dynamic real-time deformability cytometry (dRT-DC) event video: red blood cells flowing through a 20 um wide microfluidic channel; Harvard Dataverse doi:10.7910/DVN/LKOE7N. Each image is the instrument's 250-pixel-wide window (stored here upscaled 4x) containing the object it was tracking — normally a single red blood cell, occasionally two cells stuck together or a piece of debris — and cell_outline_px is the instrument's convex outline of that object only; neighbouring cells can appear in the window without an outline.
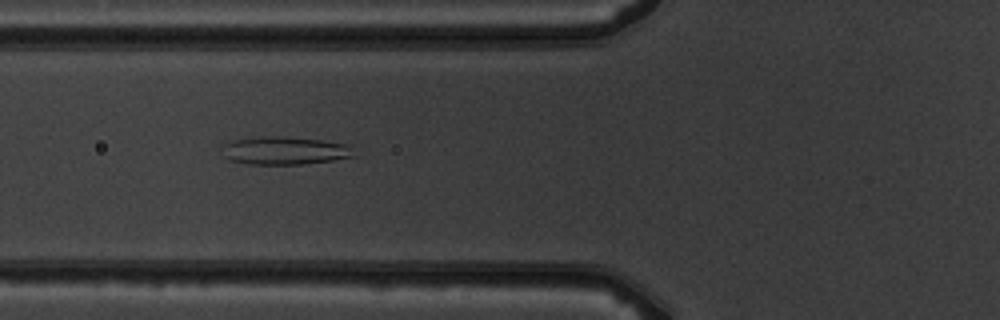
{"species": "common noctule bat (a hibernating species)", "species_latin": "Nyctalus noctula", "temperature_condition": "warm", "stored_images_in_passage": 7, "camera_frame_rate_fps": 3000, "um_per_image_px": 0.085, "animal": {"sex": "male", "body_mass_g": 19.5, "forearm_length_mm": 54.6}, "frame": {"image": 1, "passage_image": 5, "time_ms": 4.667, "image_size_px": [1000, 320], "cell_outline_px": [[356, 156], [332, 160], [304, 164], [248, 164], [228, 160], [224, 156], [224, 144], [232, 140], [260, 136], [280, 136], [320, 140], [348, 144]], "centroid_in_image_um": [24.18, 12.8], "position_along_channel_um": 101.6, "area_um2": 21.44}}